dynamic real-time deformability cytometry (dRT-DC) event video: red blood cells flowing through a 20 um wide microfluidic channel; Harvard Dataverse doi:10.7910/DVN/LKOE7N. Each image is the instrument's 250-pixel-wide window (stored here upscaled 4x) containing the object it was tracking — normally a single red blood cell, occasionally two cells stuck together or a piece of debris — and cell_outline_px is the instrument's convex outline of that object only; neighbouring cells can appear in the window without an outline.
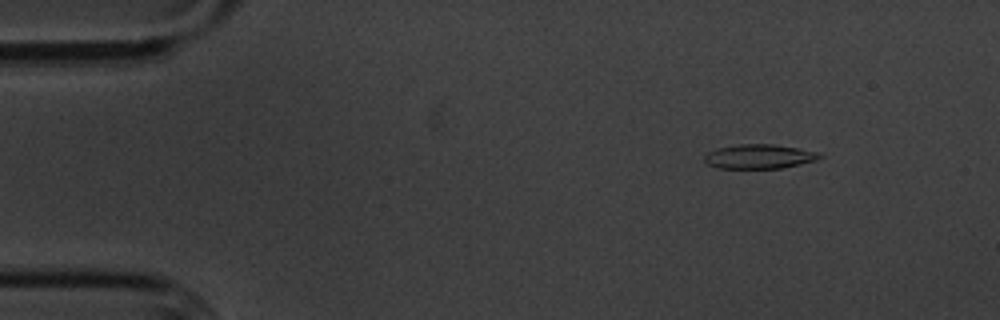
{"species": "common noctule bat (a hibernating species)", "species_latin": "Nyctalus noctula", "temperature_condition": "cold", "stored_images_in_passage": 55, "camera_frame_rate_fps": 3000, "um_per_image_px": 0.085, "animal": {"sex": "male", "body_mass_g": 20.1, "forearm_length_mm": 53.5}, "frame": {"image": 1, "passage_image": 5, "time_ms": 1.333, "image_size_px": [1000, 320], "cell_outline_px": [[824, 156], [816, 160], [800, 164], [780, 168], [720, 168], [708, 164], [704, 160], [704, 156], [708, 152], [716, 148], [740, 144], [772, 144], [796, 148], [816, 152]], "centroid_in_image_um": [64.51, 13.3], "position_along_channel_um": 20.5, "area_um2": 16.13}}
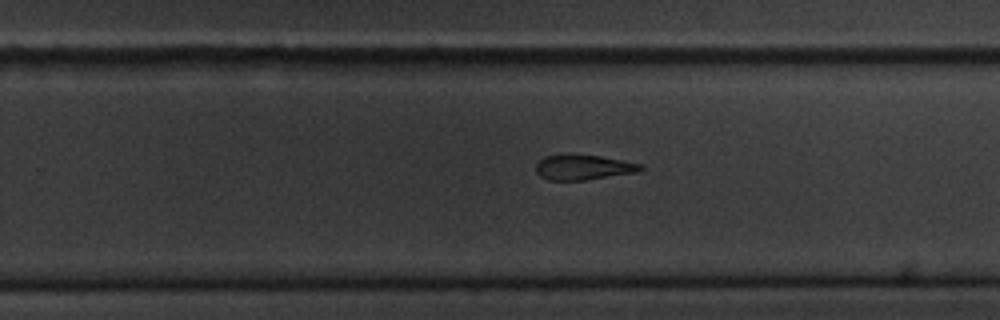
{"frame": {"image": 2, "passage_image": 34, "time_ms": 11.0, "image_size_px": [1000, 320], "cell_outline_px": [[644, 168], [636, 172], [584, 180], [548, 180], [540, 176], [536, 172], [536, 164], [544, 156], [600, 156], [640, 164]], "centroid_in_image_um": [49.55, 14.25], "position_along_channel_um": 280.2, "area_um2": 14.68}}
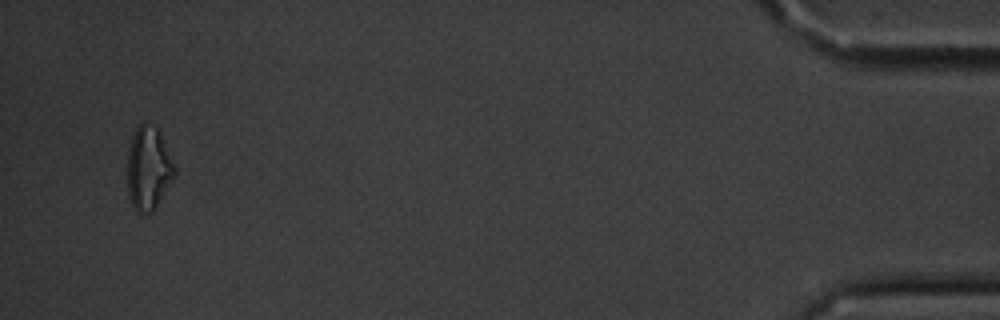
{"frame": {"image": 3, "passage_image": 53, "time_ms": 17.333, "image_size_px": [1000, 320], "cell_outline_px": [[176, 172], [172, 180], [156, 208], [152, 212], [140, 216], [132, 208], [128, 192], [128, 148], [132, 136], [140, 120], [144, 120], [156, 128], [160, 132], [176, 168]], "centroid_in_image_um": [12.61, 14.32], "position_along_channel_um": 422.6, "area_um2": 23.35}, "authors_computed_cell_mechanics": {"area_um2": 16.8198, "velocity_mm_per_s": 3.509, "shape_relaxation_time_tau1_ms": 4.849, "shape_relaxation_time_tau2_ms": 7.9115, "deformation_change_tau1": 0.1405, "deformation_change_tau2": 0.2095}}